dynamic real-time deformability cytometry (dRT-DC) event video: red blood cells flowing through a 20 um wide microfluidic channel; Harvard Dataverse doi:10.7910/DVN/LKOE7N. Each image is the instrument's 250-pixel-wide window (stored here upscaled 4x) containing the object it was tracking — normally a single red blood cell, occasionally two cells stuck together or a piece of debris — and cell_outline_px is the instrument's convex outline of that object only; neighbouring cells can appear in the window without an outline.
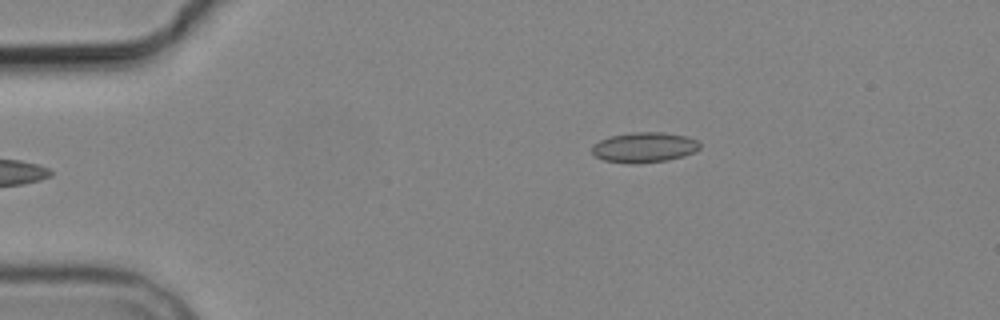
{"species": "common noctule bat (a hibernating species)", "species_latin": "Nyctalus noctula", "temperature_condition": "cold", "stored_images_in_passage": 5, "camera_frame_rate_fps": 3000, "um_per_image_px": 0.085, "animal": {"sex": "male", "body_mass_g": 19.2, "forearm_length_mm": 51.8}, "frame": {"image": 1, "passage_image": 5, "time_ms": 5.0, "image_size_px": [1000, 320], "cell_outline_px": [[700, 148], [696, 152], [684, 156], [668, 160], [636, 164], [628, 164], [604, 160], [596, 156], [592, 152], [592, 144], [608, 136], [632, 132], [664, 132], [688, 136], [696, 140], [700, 144]], "centroid_in_image_um": [54.77, 12.52], "position_along_channel_um": 30.2, "area_um2": 19.31}}